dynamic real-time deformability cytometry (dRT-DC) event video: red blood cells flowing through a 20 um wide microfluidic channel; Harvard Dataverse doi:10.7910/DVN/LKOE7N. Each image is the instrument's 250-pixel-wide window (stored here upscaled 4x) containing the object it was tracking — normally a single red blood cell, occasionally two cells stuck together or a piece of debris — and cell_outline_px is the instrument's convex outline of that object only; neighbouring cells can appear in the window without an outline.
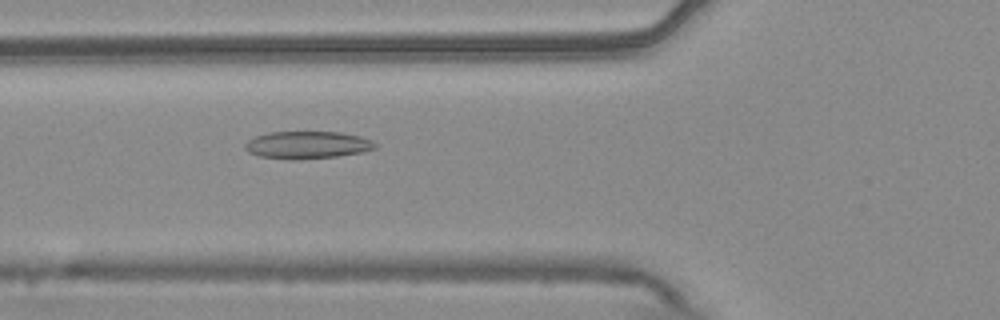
{"species": "common noctule bat (a hibernating species)", "species_latin": "Nyctalus noctula", "temperature_condition": "warm", "stored_images_in_passage": 54, "camera_frame_rate_fps": 3000, "um_per_image_px": 0.085, "animal": {"sex": "male", "body_mass_g": 20.4}, "frame": {"image": 1, "passage_image": 20, "time_ms": 6.333, "image_size_px": [1000, 320], "cell_outline_px": [[376, 148], [364, 152], [336, 156], [292, 160], [260, 156], [248, 152], [244, 148], [244, 144], [248, 140], [256, 136], [268, 132], [340, 132], [360, 136], [372, 140], [376, 144]], "centroid_in_image_um": [26.12, 12.32], "position_along_channel_um": 99.7, "area_um2": 20.81}}
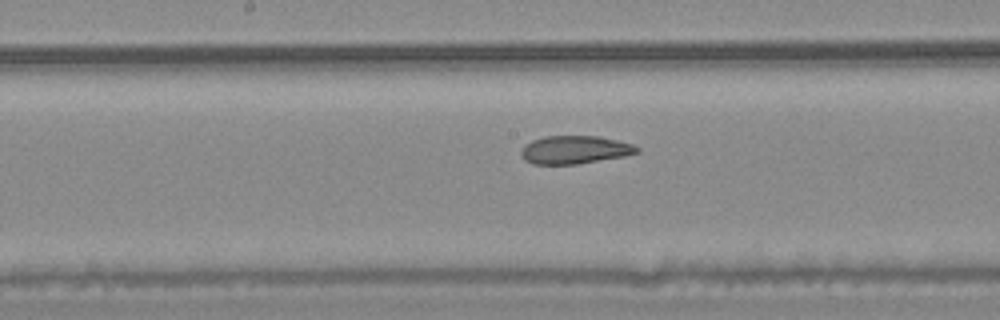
{"frame": {"image": 2, "passage_image": 28, "time_ms": 9.0, "image_size_px": [1000, 320], "cell_outline_px": [[640, 152], [624, 156], [576, 164], [532, 164], [524, 160], [520, 152], [524, 144], [532, 140], [544, 136], [600, 136], [632, 144], [640, 148]], "centroid_in_image_um": [48.83, 12.73], "position_along_channel_um": 199.4, "area_um2": 19.02}}
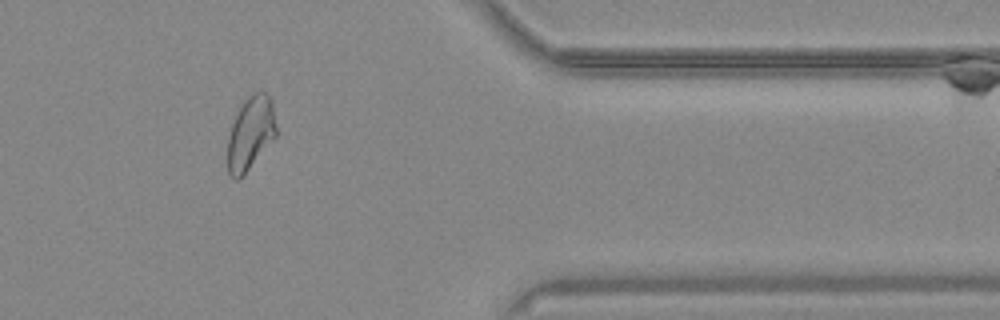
{"frame": {"image": 3, "passage_image": 45, "time_ms": 14.667, "image_size_px": [1000, 320], "cell_outline_px": [[276, 136], [244, 176], [236, 180], [228, 172], [228, 136], [232, 124], [244, 100], [252, 92], [264, 92], [272, 100], [276, 128]], "centroid_in_image_um": [21.3, 11.34], "position_along_channel_um": 390.1, "area_um2": 20.69}, "authors_computed_cell_mechanics": {"area_um2": 21.8195, "velocity_mm_per_s": 3.7241, "shape_relaxation_time_tau1_ms": null, "shape_relaxation_time_tau2_ms": 2.2854, "deformation_change_tau1": null, "deformation_change_tau2": 0.0815}}